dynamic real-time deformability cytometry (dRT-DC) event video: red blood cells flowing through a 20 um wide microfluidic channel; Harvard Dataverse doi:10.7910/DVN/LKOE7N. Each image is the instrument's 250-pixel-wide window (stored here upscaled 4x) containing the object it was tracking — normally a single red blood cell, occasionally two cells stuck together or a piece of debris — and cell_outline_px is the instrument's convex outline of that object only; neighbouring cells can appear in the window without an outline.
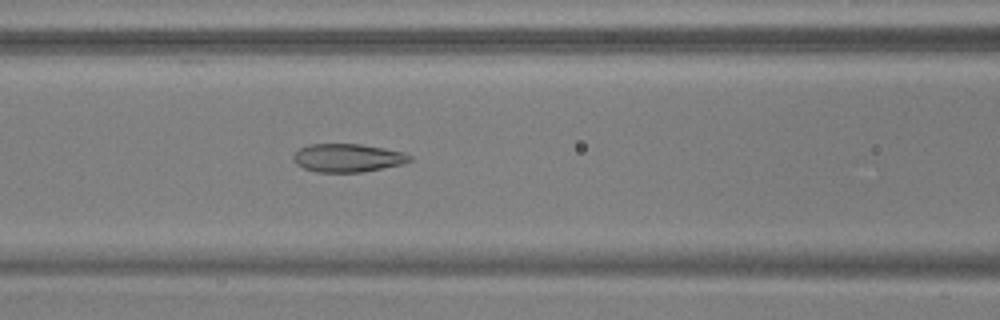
{"species": "common noctule bat (a hibernating species)", "species_latin": "Nyctalus noctula", "temperature_condition": "warm", "stored_images_in_passage": 48, "camera_frame_rate_fps": 3000, "um_per_image_px": 0.085, "animal": {"sex": "male", "body_mass_g": 17.9, "forearm_length_mm": 54.2}, "frame": {"image": 1, "passage_image": 18, "time_ms": 5.667, "image_size_px": [1000, 320], "cell_outline_px": [[412, 160], [400, 164], [360, 172], [316, 172], [304, 168], [296, 164], [292, 160], [292, 156], [300, 148], [308, 144], [360, 144], [384, 148], [404, 152], [412, 156]], "centroid_in_image_um": [29.51, 13.41], "position_along_channel_um": 137.1, "area_um2": 19.07}}
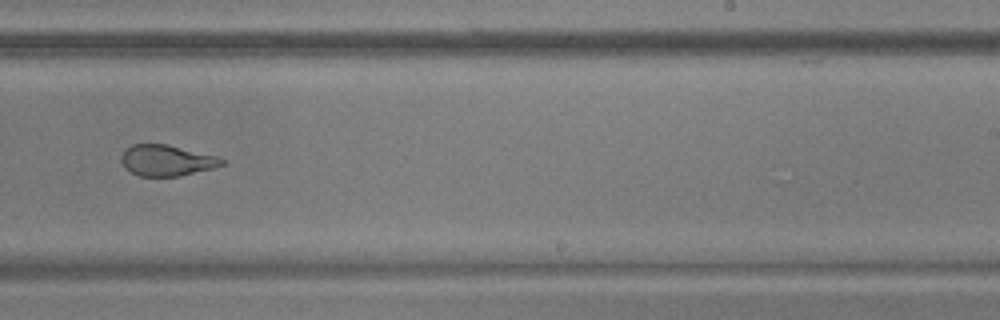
{"frame": {"image": 2, "passage_image": 29, "time_ms": 9.333, "image_size_px": [1000, 320], "cell_outline_px": [[224, 164], [212, 168], [176, 176], [140, 176], [124, 168], [120, 160], [120, 156], [132, 144], [168, 144], [220, 156], [224, 160]], "centroid_in_image_um": [14.17, 13.62], "position_along_channel_um": 274.8, "area_um2": 18.15}}
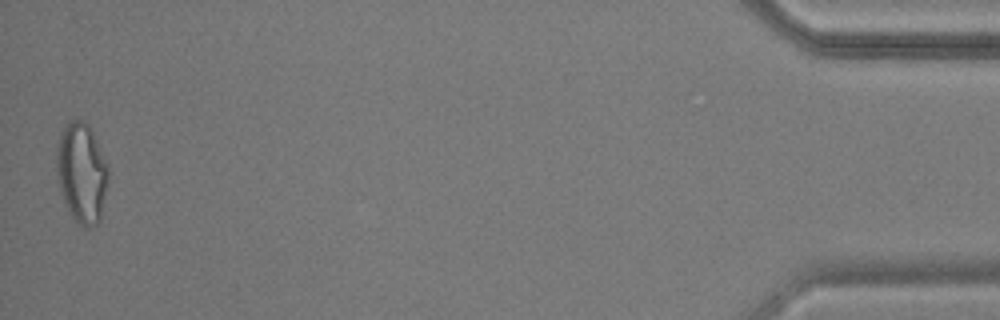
{"frame": {"image": 3, "passage_image": 48, "time_ms": 15.667, "image_size_px": [1000, 320], "cell_outline_px": [[108, 180], [100, 220], [96, 224], [88, 228], [84, 228], [72, 216], [64, 200], [60, 188], [56, 172], [56, 144], [60, 132], [68, 120], [84, 120], [88, 124], [108, 164]], "centroid_in_image_um": [6.93, 14.65], "position_along_channel_um": 428.3, "area_um2": 30.23}, "authors_computed_cell_mechanics": {"area_um2": 21.6172, "velocity_mm_per_s": 3.7731, "shape_relaxation_time_tau1_ms": null, "shape_relaxation_time_tau2_ms": 1.0594, "deformation_change_tau1": null, "deformation_change_tau2": 0.0784}}